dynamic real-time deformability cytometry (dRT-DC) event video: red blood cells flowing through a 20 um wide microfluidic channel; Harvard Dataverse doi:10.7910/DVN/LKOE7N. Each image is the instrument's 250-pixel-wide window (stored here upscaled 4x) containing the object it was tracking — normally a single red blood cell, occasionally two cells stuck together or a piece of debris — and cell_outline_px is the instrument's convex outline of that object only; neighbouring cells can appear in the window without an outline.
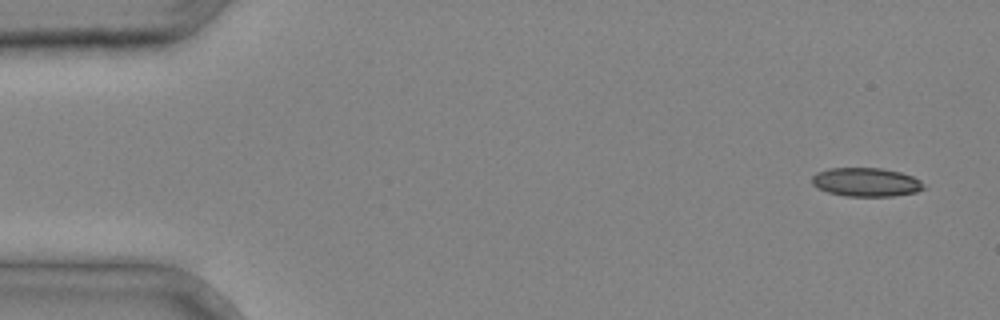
{"species": "common noctule bat (a hibernating species)", "species_latin": "Nyctalus noctula", "temperature_condition": "cold", "stored_images_in_passage": 4, "camera_frame_rate_fps": 3000, "um_per_image_px": 0.085, "animal": {"sex": "male", "body_mass_g": 20.4}, "frame": {"image": 1, "passage_image": 1, "time_ms": 0.0, "image_size_px": [1000, 320], "cell_outline_px": [[928, 188], [916, 192], [892, 196], [844, 196], [828, 192], [812, 184], [812, 176], [816, 172], [828, 168], [880, 168], [900, 172], [912, 176], [920, 180]], "centroid_in_image_um": [73.64, 15.48], "position_along_channel_um": 11.4, "area_um2": 18.79}}
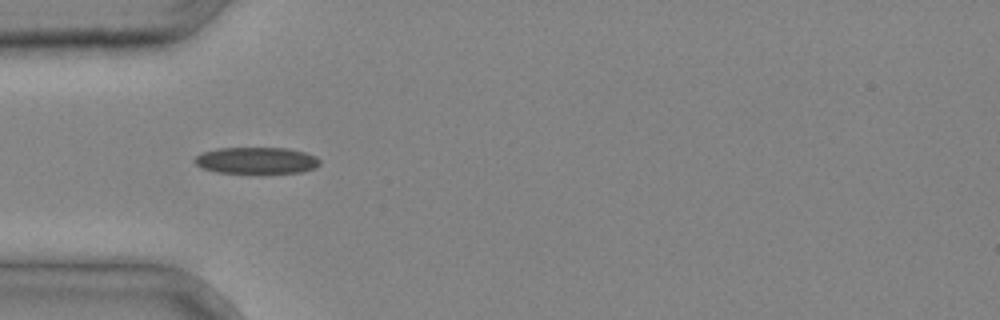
{"frame": {"image": 2, "passage_image": 4, "time_ms": 1.0, "image_size_px": [1000, 320], "cell_outline_px": [[320, 164], [316, 168], [304, 172], [216, 172], [204, 168], [196, 164], [192, 160], [196, 156], [204, 152], [220, 148], [288, 148], [304, 152], [316, 156], [320, 160]], "centroid_in_image_um": [21.84, 13.63], "position_along_channel_um": 63.2, "area_um2": 19.13}}